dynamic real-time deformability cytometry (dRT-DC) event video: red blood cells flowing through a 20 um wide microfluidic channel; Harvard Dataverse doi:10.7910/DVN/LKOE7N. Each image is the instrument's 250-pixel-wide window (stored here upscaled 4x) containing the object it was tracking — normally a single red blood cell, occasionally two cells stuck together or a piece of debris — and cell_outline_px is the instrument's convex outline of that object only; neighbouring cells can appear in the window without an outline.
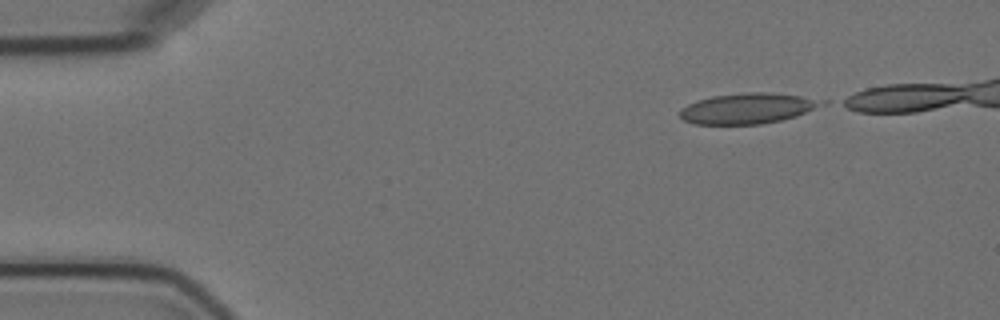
{"species": "Egyptian fruit bat (a non-hibernating species)", "species_latin": "Rousettus aegyptiacus", "temperature_condition": "cold", "stored_images_in_passage": 10, "camera_frame_rate_fps": 3000, "um_per_image_px": 0.085, "animal": {"sex": "female"}, "frame": {"image": 1, "passage_image": 1, "time_ms": 0.0, "image_size_px": [1000, 320], "cell_outline_px": [[832, 100], [828, 104], [796, 116], [780, 120], [760, 124], [692, 124], [684, 120], [680, 116], [680, 112], [688, 104], [712, 96], [748, 92], [764, 92], [800, 96]], "centroid_in_image_um": [63.65, 9.21], "position_along_channel_um": 21.3, "area_um2": 25.26}}
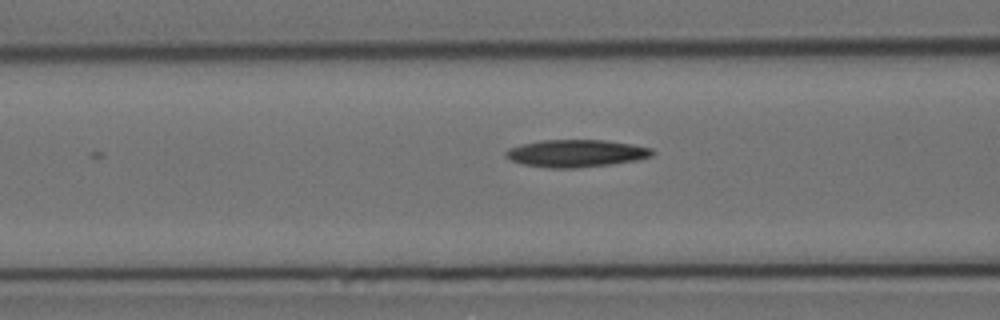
{"frame": {"image": 2, "passage_image": 7, "time_ms": 7.0, "image_size_px": [1000, 320], "cell_outline_px": [[656, 152], [652, 156], [640, 160], [576, 168], [548, 168], [524, 164], [512, 160], [504, 156], [504, 152], [508, 148], [520, 144], [540, 140], [608, 140], [632, 144], [652, 148]], "centroid_in_image_um": [48.98, 13.02], "position_along_channel_um": 117.6, "area_um2": 23.58}}
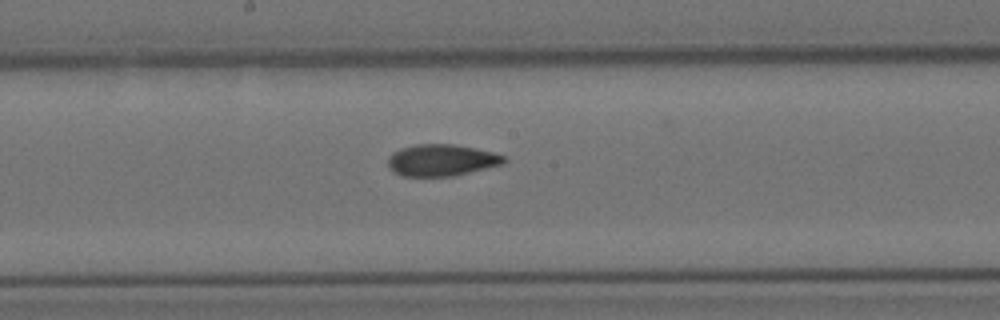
{"frame": {"image": 3, "passage_image": 10, "time_ms": 11.333, "image_size_px": [1000, 320], "cell_outline_px": [[508, 160], [504, 164], [452, 176], [400, 176], [392, 172], [388, 168], [388, 156], [392, 152], [400, 148], [416, 144], [452, 144], [492, 152], [504, 156]], "centroid_in_image_um": [37.48, 13.62], "position_along_channel_um": 210.7, "area_um2": 21.5}}